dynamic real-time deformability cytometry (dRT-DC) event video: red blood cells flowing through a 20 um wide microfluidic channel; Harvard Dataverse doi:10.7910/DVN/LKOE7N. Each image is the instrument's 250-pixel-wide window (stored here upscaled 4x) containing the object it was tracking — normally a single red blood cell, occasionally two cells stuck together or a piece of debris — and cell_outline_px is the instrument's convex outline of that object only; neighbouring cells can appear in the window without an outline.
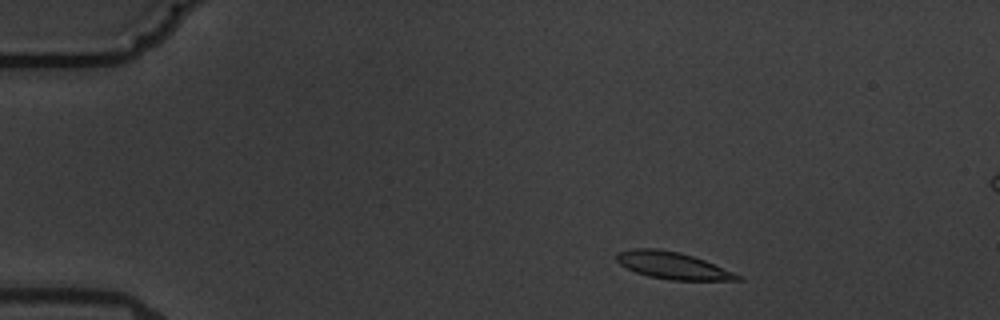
{"species": "common noctule bat (a hibernating species)", "species_latin": "Nyctalus noctula", "temperature_condition": "warm", "stored_images_in_passage": 5, "camera_frame_rate_fps": 3000, "um_per_image_px": 0.085, "animal": {"sex": "male", "body_mass_g": 19.5, "forearm_length_mm": 54.6}, "frame": {"image": 1, "passage_image": 2, "time_ms": 1.0, "image_size_px": [1000, 320], "cell_outline_px": [[744, 280], [668, 280], [648, 276], [636, 272], [620, 264], [616, 260], [616, 252], [632, 248], [656, 248], [680, 252], [704, 260], [744, 276]], "centroid_in_image_um": [57.18, 22.56], "position_along_channel_um": 27.8, "area_um2": 19.13}}